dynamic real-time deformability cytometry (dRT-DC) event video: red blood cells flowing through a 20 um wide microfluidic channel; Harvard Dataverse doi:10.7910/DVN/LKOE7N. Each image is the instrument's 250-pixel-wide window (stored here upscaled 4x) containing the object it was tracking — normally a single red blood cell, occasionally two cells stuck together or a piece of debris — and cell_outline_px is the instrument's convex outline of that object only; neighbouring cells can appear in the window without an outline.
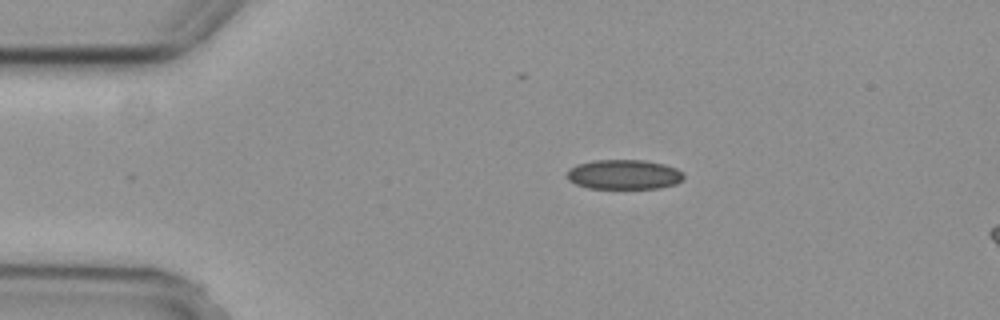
{"species": "common noctule bat (a hibernating species)", "species_latin": "Nyctalus noctula", "temperature_condition": "cold", "stored_images_in_passage": 4, "camera_frame_rate_fps": 3000, "um_per_image_px": 0.085, "animal": {"sex": "female", "body_mass_g": 29.2, "forearm_length_mm": 56.3}, "frame": {"image": 1, "passage_image": 4, "time_ms": 1.0, "image_size_px": [1000, 320], "cell_outline_px": [[684, 176], [676, 184], [660, 188], [588, 188], [576, 184], [568, 180], [568, 168], [576, 164], [592, 160], [644, 160], [664, 164], [676, 168], [684, 172]], "centroid_in_image_um": [53.03, 14.82], "position_along_channel_um": 32.0, "area_um2": 20.29}}